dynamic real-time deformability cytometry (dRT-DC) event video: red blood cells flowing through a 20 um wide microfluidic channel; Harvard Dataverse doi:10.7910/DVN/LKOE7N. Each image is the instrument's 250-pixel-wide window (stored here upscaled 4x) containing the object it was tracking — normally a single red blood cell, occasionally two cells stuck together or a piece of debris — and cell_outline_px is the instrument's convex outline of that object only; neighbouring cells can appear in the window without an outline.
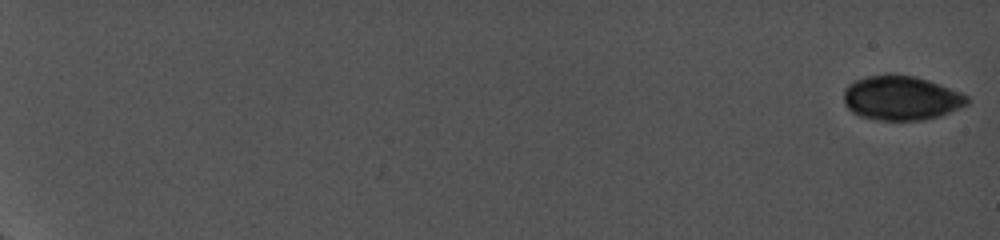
{"species": "common noctule bat (a hibernating species)", "species_latin": "Nyctalus noctula", "temperature_condition": "cold", "stored_images_in_passage": 23, "camera_frame_rate_fps": 5000, "um_per_image_px": 0.085, "animal": {"sex": "female", "body_mass_g": 19.0, "forearm_length_mm": 56.7}, "frame": {"image": 1, "passage_image": 1, "time_ms": 0.0, "image_size_px": [1000, 240], "cell_outline_px": [[968, 104], [940, 116], [924, 120], [876, 120], [860, 116], [852, 112], [844, 104], [844, 88], [848, 84], [856, 80], [868, 76], [888, 72], [892, 72], [916, 76], [928, 80], [960, 92], [968, 96]], "centroid_in_image_um": [76.57, 8.31], "position_along_channel_um": 8.4, "area_um2": 32.31}}
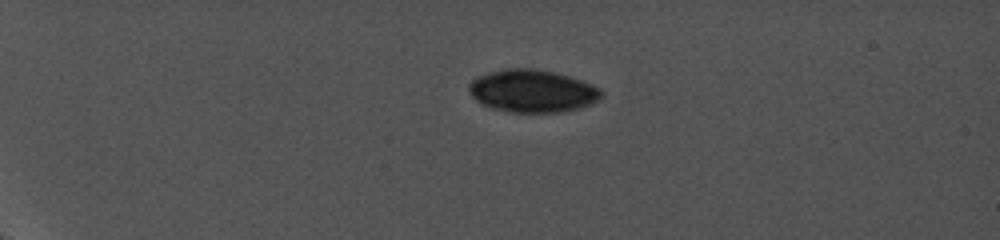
{"frame": {"image": 2, "passage_image": 14, "time_ms": 5.4, "image_size_px": [1000, 240], "cell_outline_px": [[604, 96], [580, 108], [560, 112], [512, 112], [492, 108], [480, 104], [472, 96], [468, 88], [468, 84], [476, 76], [488, 72], [508, 68], [532, 68], [552, 72], [568, 76], [592, 84], [600, 88], [604, 92]], "centroid_in_image_um": [45.23, 7.73], "position_along_channel_um": 39.8, "area_um2": 32.89}}